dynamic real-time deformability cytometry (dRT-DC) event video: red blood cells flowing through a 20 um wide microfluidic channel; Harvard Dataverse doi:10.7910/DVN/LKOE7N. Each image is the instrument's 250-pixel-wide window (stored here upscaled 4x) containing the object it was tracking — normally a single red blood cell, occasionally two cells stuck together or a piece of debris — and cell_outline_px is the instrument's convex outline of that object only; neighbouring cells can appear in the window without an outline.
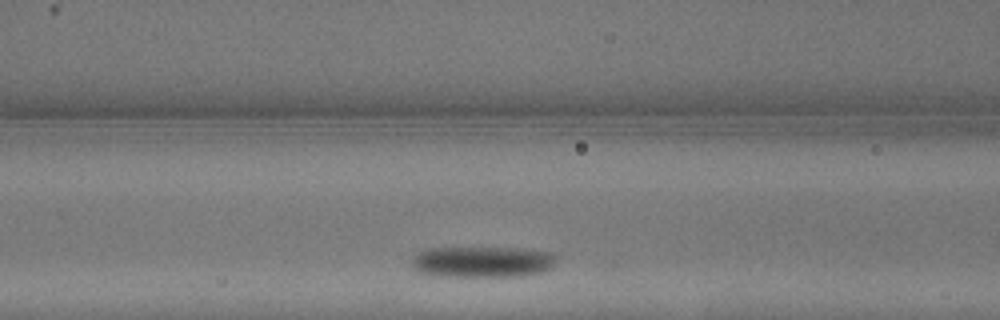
{"species": "common noctule bat (a hibernating species)", "species_latin": "Nyctalus noctula", "temperature_condition": "warm", "stored_images_in_passage": 7, "camera_frame_rate_fps": 3000, "um_per_image_px": 0.085, "animal": {"sex": "male", "body_mass_g": 13.3}, "frame": {"image": 1, "passage_image": 5, "time_ms": 1.333, "image_size_px": [1000, 320], "cell_outline_px": [[560, 256], [548, 268], [540, 272], [520, 276], [444, 276], [416, 272], [412, 268], [412, 260], [420, 252], [428, 248], [516, 248], [552, 252]], "centroid_in_image_um": [41.01, 22.25], "position_along_channel_um": 125.6, "area_um2": 26.07}}
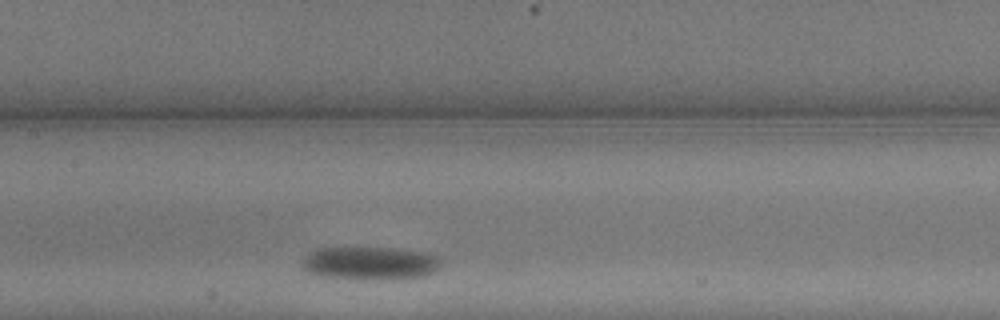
{"frame": {"image": 2, "passage_image": 7, "time_ms": 2.0, "image_size_px": [1000, 320], "cell_outline_px": [[444, 260], [440, 268], [424, 276], [388, 280], [380, 280], [316, 276], [308, 272], [300, 264], [304, 256], [316, 248], [392, 248], [428, 252], [440, 256]], "centroid_in_image_um": [31.5, 22.37], "position_along_channel_um": 175.9, "area_um2": 27.4}}